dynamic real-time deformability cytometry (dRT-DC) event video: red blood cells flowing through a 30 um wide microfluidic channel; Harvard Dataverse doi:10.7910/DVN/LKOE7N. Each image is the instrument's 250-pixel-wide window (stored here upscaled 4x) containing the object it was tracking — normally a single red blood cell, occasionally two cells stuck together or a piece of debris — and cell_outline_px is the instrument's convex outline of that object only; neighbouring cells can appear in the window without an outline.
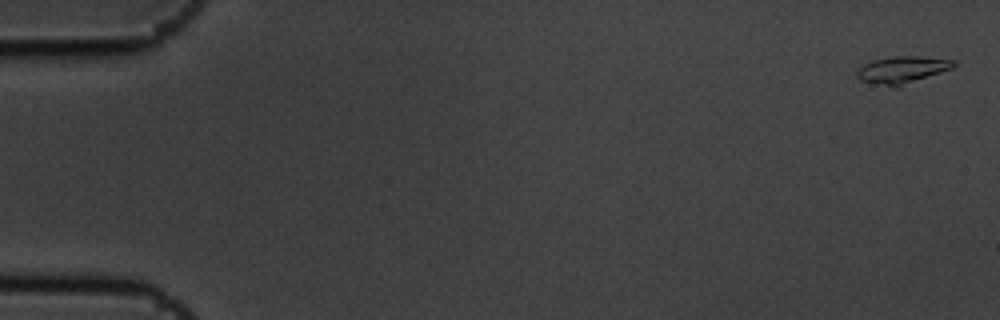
{"species": "common noctule bat (a hibernating species)", "species_latin": "Nyctalus noctula", "temperature_condition": "cold", "stored_images_in_passage": 9, "camera_frame_rate_fps": 3000, "um_per_image_px": 0.085, "animal": {"sex": "male", "body_mass_g": 19.5, "forearm_length_mm": 54.6}, "frame": {"image": 1, "passage_image": 1, "time_ms": 0.0, "image_size_px": [1000, 320], "cell_outline_px": [[956, 64], [952, 68], [900, 88], [892, 88], [860, 80], [856, 76], [856, 72], [864, 64], [872, 60], [892, 56], [916, 56], [956, 60]], "centroid_in_image_um": [76.69, 5.96], "position_along_channel_um": 8.3, "area_um2": 15.61}}
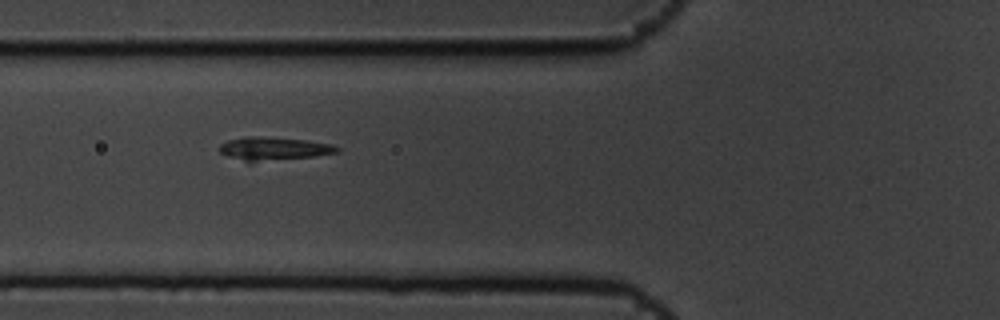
{"frame": {"image": 2, "passage_image": 6, "time_ms": 1.667, "image_size_px": [1000, 320], "cell_outline_px": [[340, 152], [312, 156], [248, 164], [228, 156], [220, 152], [220, 144], [228, 140], [244, 136], [256, 136], [304, 140], [332, 144], [340, 148]], "centroid_in_image_um": [23.21, 12.66], "position_along_channel_um": 102.6, "area_um2": 16.18}}
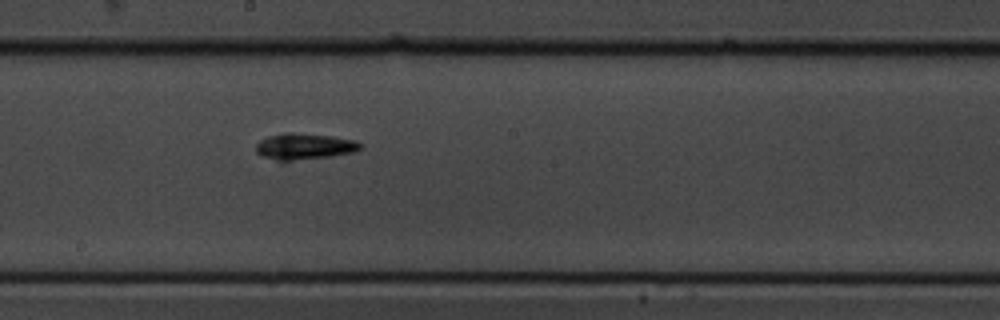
{"frame": {"image": 3, "passage_image": 9, "time_ms": 2.667, "image_size_px": [1000, 320], "cell_outline_px": [[364, 148], [352, 152], [332, 156], [292, 160], [276, 160], [264, 156], [256, 152], [256, 144], [260, 140], [268, 136], [288, 132], [292, 132], [332, 136], [356, 140], [364, 144]], "centroid_in_image_um": [25.92, 12.43], "position_along_channel_um": 222.3, "area_um2": 15.9}}